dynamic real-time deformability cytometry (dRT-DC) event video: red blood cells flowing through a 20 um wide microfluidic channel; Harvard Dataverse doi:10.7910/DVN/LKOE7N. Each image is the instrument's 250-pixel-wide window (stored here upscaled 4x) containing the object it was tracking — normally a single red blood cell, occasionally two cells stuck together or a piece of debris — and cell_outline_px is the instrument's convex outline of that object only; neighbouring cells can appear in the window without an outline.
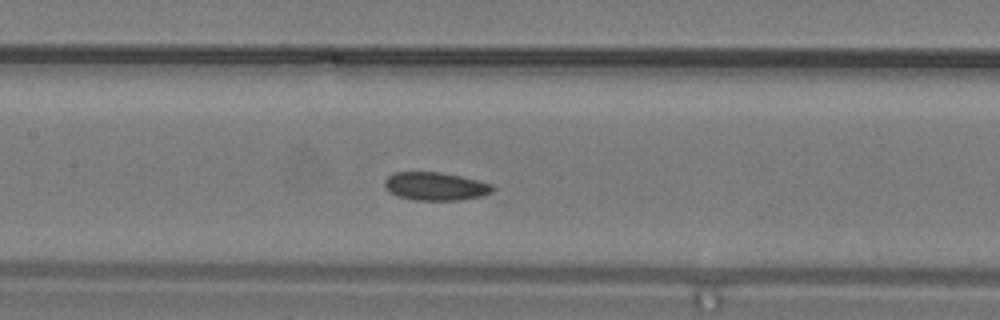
{"species": "common noctule bat (a hibernating species)", "species_latin": "Nyctalus noctula", "temperature_condition": "warm", "stored_images_in_passage": 13, "camera_frame_rate_fps": 3000, "um_per_image_px": 0.085, "animal": {"sex": "male", "body_mass_g": 19.2, "forearm_length_mm": 51.8}, "frame": {"image": 1, "passage_image": 10, "time_ms": 3.0, "image_size_px": [1000, 320], "cell_outline_px": [[496, 188], [492, 192], [480, 196], [460, 200], [416, 200], [400, 196], [388, 192], [384, 188], [384, 180], [392, 172], [440, 172], [480, 180], [492, 184]], "centroid_in_image_um": [37.01, 15.83], "position_along_channel_um": 170.4, "area_um2": 17.86}}